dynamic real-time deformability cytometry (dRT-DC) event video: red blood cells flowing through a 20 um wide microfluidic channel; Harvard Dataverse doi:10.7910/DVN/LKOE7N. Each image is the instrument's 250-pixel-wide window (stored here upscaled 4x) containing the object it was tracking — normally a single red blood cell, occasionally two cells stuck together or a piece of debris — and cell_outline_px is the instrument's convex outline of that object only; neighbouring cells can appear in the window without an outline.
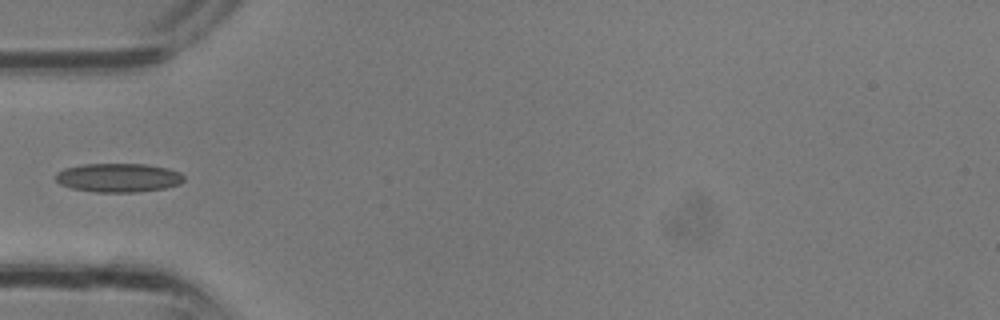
{"species": "common noctule bat (a hibernating species)", "species_latin": "Nyctalus noctula", "temperature_condition": "room temperature", "stored_images_in_passage": 2, "camera_frame_rate_fps": 3000, "um_per_image_px": 0.085, "animal": {"sex": "male", "body_mass_g": 13.3}, "frame": {"image": 1, "passage_image": 2, "time_ms": 0.333, "image_size_px": [1000, 320], "cell_outline_px": [[184, 180], [180, 184], [164, 188], [136, 192], [96, 192], [72, 188], [60, 184], [56, 180], [56, 172], [64, 168], [84, 164], [148, 164], [168, 168], [180, 172], [184, 176]], "centroid_in_image_um": [10.08, 15.1], "position_along_channel_um": 74.9, "area_um2": 21.62}}